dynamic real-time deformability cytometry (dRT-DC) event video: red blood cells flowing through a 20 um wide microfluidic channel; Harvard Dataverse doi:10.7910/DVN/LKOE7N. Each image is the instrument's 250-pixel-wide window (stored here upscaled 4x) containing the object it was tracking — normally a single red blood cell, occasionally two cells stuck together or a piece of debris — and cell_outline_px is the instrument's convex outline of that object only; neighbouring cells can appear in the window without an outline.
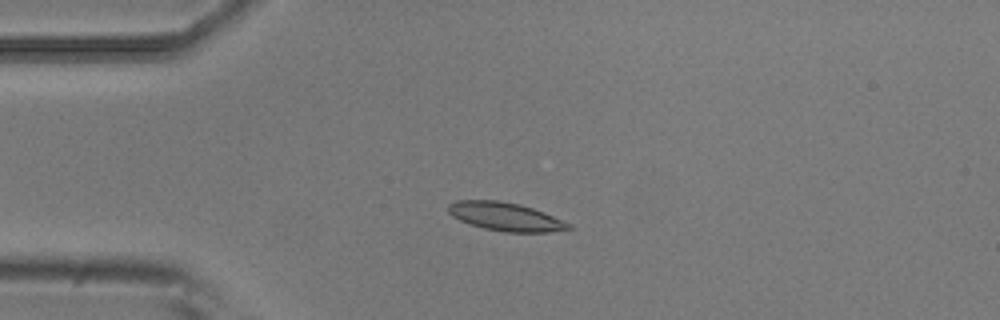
{"species": "common noctule bat (a hibernating species)", "species_latin": "Nyctalus noctula", "temperature_condition": "room temperature", "stored_images_in_passage": 5, "camera_frame_rate_fps": 3000, "um_per_image_px": 0.085, "animal": {"sex": "male", "body_mass_g": 20.5, "forearm_length_mm": 52.5}, "frame": {"image": 1, "passage_image": 4, "time_ms": 1.0, "image_size_px": [1000, 320], "cell_outline_px": [[572, 228], [548, 232], [504, 232], [484, 228], [460, 220], [452, 216], [448, 212], [448, 204], [456, 200], [500, 200], [520, 204], [544, 212], [572, 224]], "centroid_in_image_um": [42.96, 18.4], "position_along_channel_um": 42.0, "area_um2": 19.88}}